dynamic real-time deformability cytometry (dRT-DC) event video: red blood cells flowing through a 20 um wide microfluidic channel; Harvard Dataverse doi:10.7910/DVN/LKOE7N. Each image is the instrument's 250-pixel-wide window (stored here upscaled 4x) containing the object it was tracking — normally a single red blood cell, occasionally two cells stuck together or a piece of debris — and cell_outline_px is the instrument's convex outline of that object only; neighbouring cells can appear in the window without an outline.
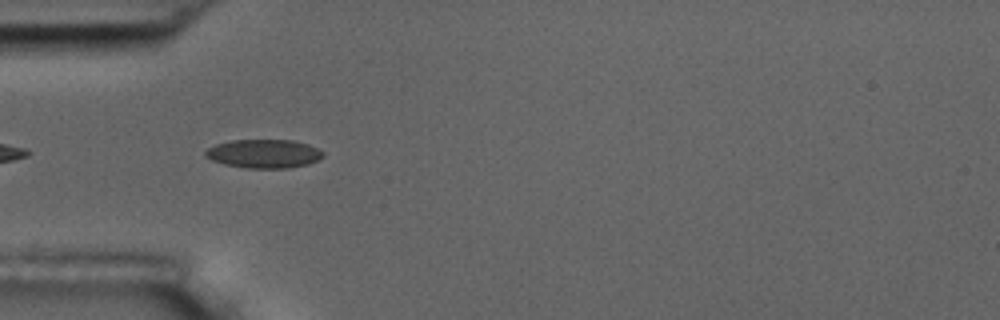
{"species": "common noctule bat (a hibernating species)", "species_latin": "Nyctalus noctula", "temperature_condition": "room temperature", "stored_images_in_passage": 7, "camera_frame_rate_fps": 3000, "um_per_image_px": 0.085, "animal": {"sex": "male", "body_mass_g": 17.5, "forearm_length_mm": 52.3}, "frame": {"image": 1, "passage_image": 3, "time_ms": 2.333, "image_size_px": [1000, 320], "cell_outline_px": [[324, 156], [308, 164], [288, 168], [248, 168], [224, 164], [212, 160], [204, 156], [204, 152], [208, 148], [216, 144], [232, 140], [292, 140], [308, 144], [324, 152]], "centroid_in_image_um": [22.42, 13.06], "position_along_channel_um": 62.6, "area_um2": 19.59}}
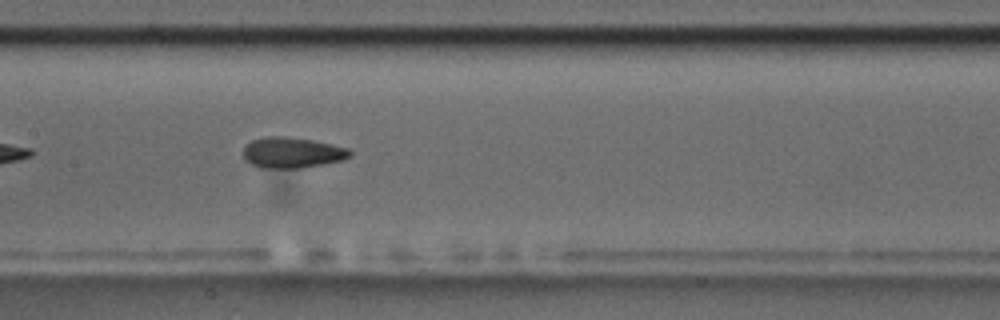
{"frame": {"image": 2, "passage_image": 6, "time_ms": 5.667, "image_size_px": [1000, 320], "cell_outline_px": [[352, 156], [340, 160], [320, 164], [296, 168], [260, 168], [244, 160], [244, 148], [252, 140], [264, 136], [284, 136], [312, 140], [332, 144], [348, 148], [352, 152]], "centroid_in_image_um": [24.81, 12.96], "position_along_channel_um": 182.6, "area_um2": 18.96}}
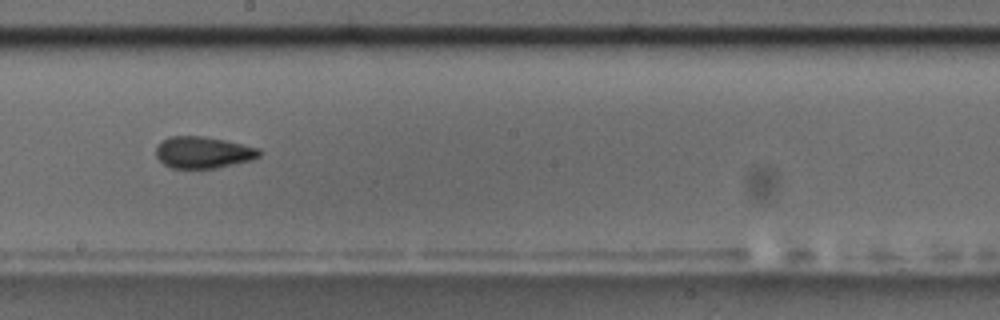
{"frame": {"image": 3, "passage_image": 7, "time_ms": 7.0, "image_size_px": [1000, 320], "cell_outline_px": [[264, 152], [260, 156], [252, 160], [216, 168], [172, 168], [164, 164], [156, 156], [156, 144], [160, 140], [168, 136], [200, 136], [224, 140], [260, 148]], "centroid_in_image_um": [17.27, 12.95], "position_along_channel_um": 230.9, "area_um2": 19.25}}